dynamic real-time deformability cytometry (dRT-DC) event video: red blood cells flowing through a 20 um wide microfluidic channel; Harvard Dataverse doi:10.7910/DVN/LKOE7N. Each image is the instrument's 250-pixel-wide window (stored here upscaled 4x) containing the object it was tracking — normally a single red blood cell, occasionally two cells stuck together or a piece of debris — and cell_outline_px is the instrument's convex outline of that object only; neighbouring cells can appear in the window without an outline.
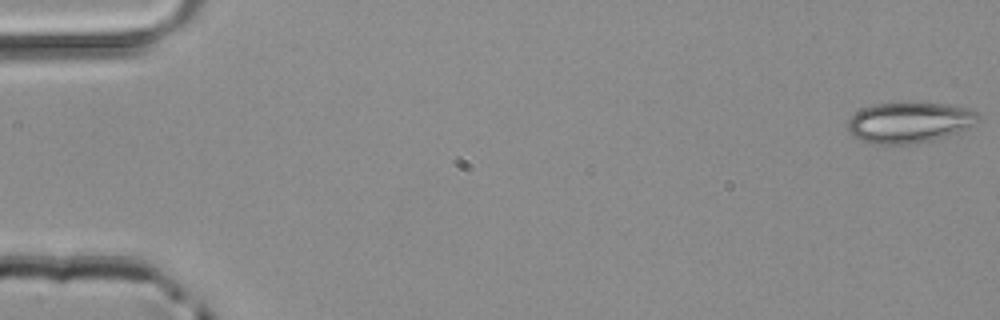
{"species": "common noctule bat (a hibernating species)", "species_latin": "Nyctalus noctula", "temperature_condition": "room temperature", "stored_images_in_passage": 49, "camera_frame_rate_fps": 3000, "um_per_image_px": 0.085, "animal": {"sex": "male", "body_mass_g": 20.4}, "frame": {"image": 1, "passage_image": 1, "time_ms": 0.0, "image_size_px": [1000, 320], "cell_outline_px": [[980, 120], [976, 124], [964, 132], [916, 144], [868, 144], [852, 136], [848, 132], [848, 120], [860, 108], [876, 104], [912, 100], [948, 104], [968, 108], [976, 112], [980, 116]], "centroid_in_image_um": [77.33, 10.39], "position_along_channel_um": 7.7, "area_um2": 32.31}}
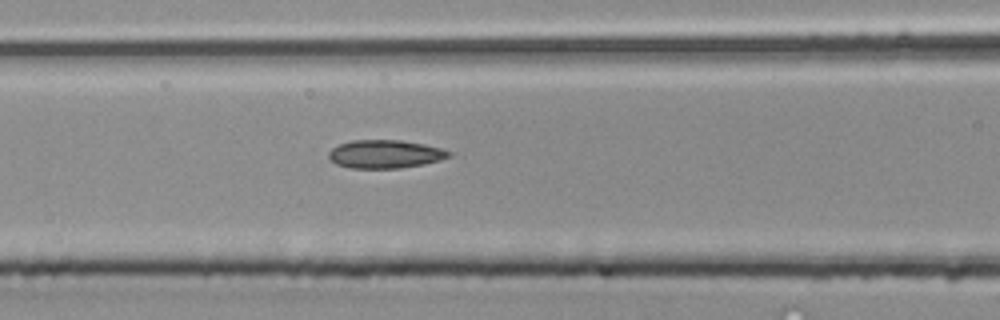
{"frame": {"image": 2, "passage_image": 21, "time_ms": 6.667, "image_size_px": [1000, 320], "cell_outline_px": [[452, 156], [440, 160], [424, 164], [400, 168], [352, 168], [336, 164], [328, 160], [328, 152], [332, 148], [340, 144], [352, 140], [400, 140], [424, 144], [444, 148], [452, 152]], "centroid_in_image_um": [32.75, 13.09], "position_along_channel_um": 133.8, "area_um2": 20.0}}
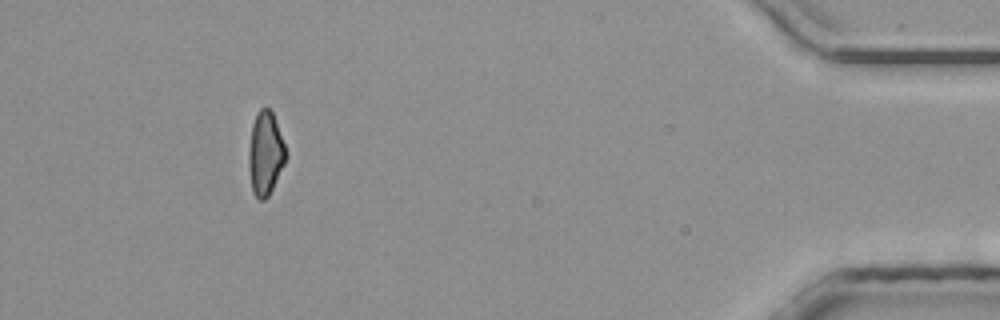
{"frame": {"image": 3, "passage_image": 45, "time_ms": 14.667, "image_size_px": [1000, 320], "cell_outline_px": [[288, 156], [268, 196], [264, 200], [260, 200], [252, 192], [248, 164], [248, 152], [252, 124], [256, 112], [264, 104], [272, 112], [288, 152]], "centroid_in_image_um": [22.55, 13.01], "position_along_channel_um": 412.6, "area_um2": 18.26}}